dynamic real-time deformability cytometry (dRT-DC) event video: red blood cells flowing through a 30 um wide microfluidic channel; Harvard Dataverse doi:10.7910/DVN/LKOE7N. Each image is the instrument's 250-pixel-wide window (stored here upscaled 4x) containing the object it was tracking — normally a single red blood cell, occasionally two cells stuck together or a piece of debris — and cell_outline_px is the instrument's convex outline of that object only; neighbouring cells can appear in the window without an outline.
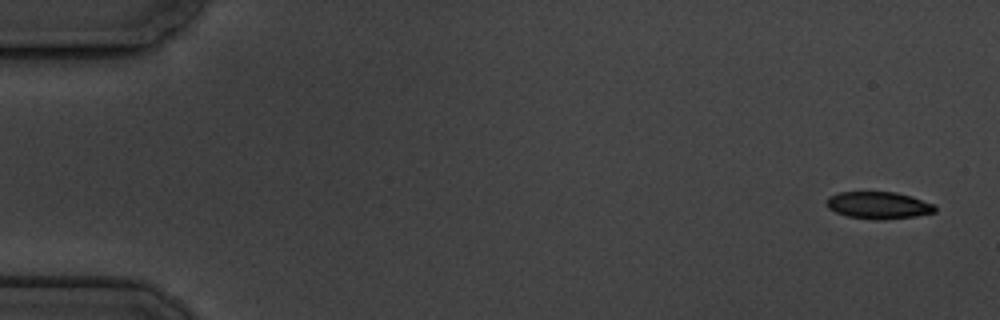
{"species": "common noctule bat (a hibernating species)", "species_latin": "Nyctalus noctula", "temperature_condition": "cold", "stored_images_in_passage": 6, "camera_frame_rate_fps": 3000, "um_per_image_px": 0.085, "animal": {"sex": "male", "body_mass_g": 19.5, "forearm_length_mm": 54.6}, "frame": {"image": 1, "passage_image": 1, "time_ms": 0.0, "image_size_px": [1000, 320], "cell_outline_px": [[936, 212], [916, 216], [884, 220], [876, 220], [848, 216], [836, 212], [828, 208], [828, 196], [840, 192], [896, 192], [912, 196], [936, 204]], "centroid_in_image_um": [74.73, 17.45], "position_along_channel_um": 10.3, "area_um2": 17.22}}
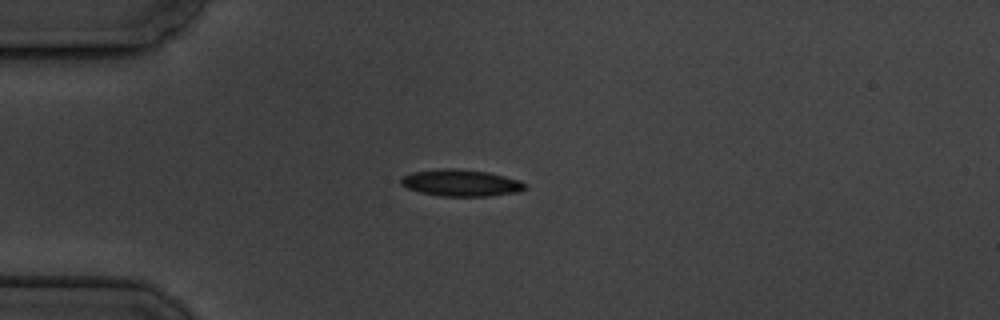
{"frame": {"image": 2, "passage_image": 4, "time_ms": 4.333, "image_size_px": [1000, 320], "cell_outline_px": [[524, 188], [520, 192], [488, 196], [440, 196], [420, 192], [408, 188], [400, 184], [400, 180], [404, 176], [412, 172], [440, 168], [452, 168], [488, 172], [520, 180], [524, 184]], "centroid_in_image_um": [39.16, 15.54], "position_along_channel_um": 45.8, "area_um2": 19.25}}